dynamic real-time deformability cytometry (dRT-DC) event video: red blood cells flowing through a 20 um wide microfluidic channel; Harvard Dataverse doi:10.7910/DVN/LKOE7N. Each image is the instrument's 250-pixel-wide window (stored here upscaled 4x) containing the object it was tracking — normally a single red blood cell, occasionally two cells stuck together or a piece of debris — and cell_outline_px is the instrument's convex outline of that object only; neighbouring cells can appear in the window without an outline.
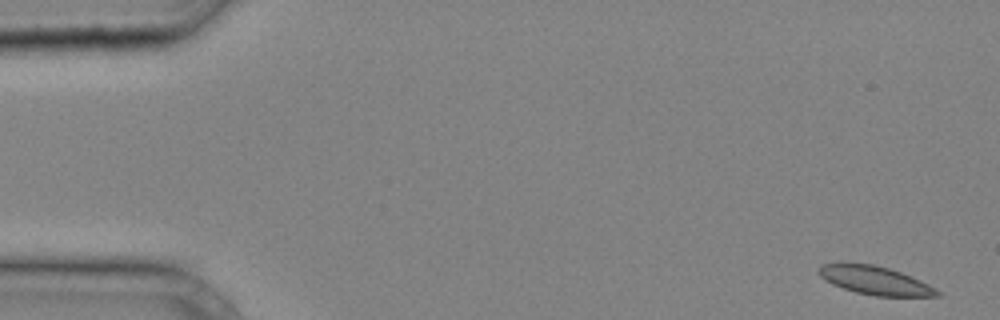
{"species": "common noctule bat (a hibernating species)", "species_latin": "Nyctalus noctula", "temperature_condition": "cold", "stored_images_in_passage": 12, "camera_frame_rate_fps": 3000, "um_per_image_px": 0.085, "animal": {"sex": "male", "body_mass_g": 20.4}, "frame": {"image": 1, "passage_image": 1, "time_ms": 0.0, "image_size_px": [1000, 320], "cell_outline_px": [[940, 296], [876, 296], [856, 292], [832, 284], [824, 280], [820, 276], [820, 264], [840, 260], [872, 264], [888, 268], [900, 272], [920, 280], [936, 288], [940, 292]], "centroid_in_image_um": [74.31, 23.79], "position_along_channel_um": 10.7, "area_um2": 19.94}}
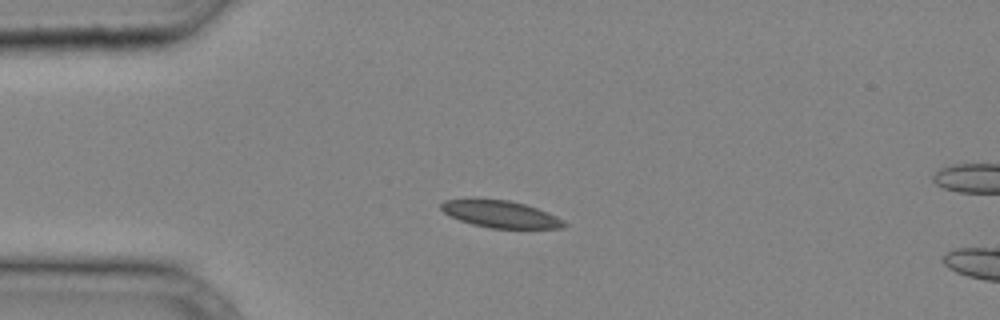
{"frame": {"image": 2, "passage_image": 9, "time_ms": 2.667, "image_size_px": [1000, 320], "cell_outline_px": [[568, 224], [564, 228], [492, 228], [472, 224], [460, 220], [444, 212], [440, 208], [440, 204], [444, 200], [508, 200], [524, 204], [548, 212], [564, 220]], "centroid_in_image_um": [42.6, 18.22], "position_along_channel_um": 42.4, "area_um2": 18.96}}